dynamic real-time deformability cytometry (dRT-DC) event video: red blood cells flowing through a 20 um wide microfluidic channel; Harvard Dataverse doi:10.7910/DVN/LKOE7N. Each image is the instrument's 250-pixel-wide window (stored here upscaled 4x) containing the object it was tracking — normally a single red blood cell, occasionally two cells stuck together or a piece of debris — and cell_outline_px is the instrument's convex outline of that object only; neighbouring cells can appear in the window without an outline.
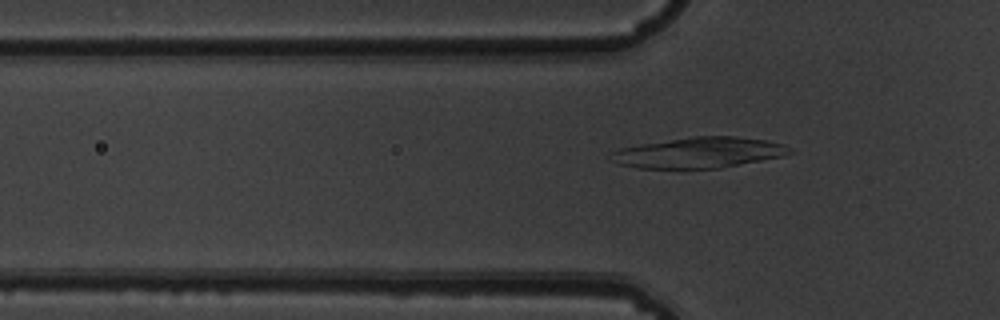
{"species": "common noctule bat (a hibernating species)", "species_latin": "Nyctalus noctula", "temperature_condition": "warm", "stored_images_in_passage": 7, "camera_frame_rate_fps": 3000, "um_per_image_px": 0.085, "animal": {"sex": "male", "body_mass_g": 19.5, "forearm_length_mm": 54.6}, "frame": {"image": 1, "passage_image": 7, "time_ms": 2.0, "image_size_px": [1000, 320], "cell_outline_px": [[796, 152], [784, 156], [720, 168], [636, 168], [620, 164], [608, 160], [608, 152], [620, 148], [640, 144], [692, 136], [736, 136], [764, 140], [784, 144], [792, 148]], "centroid_in_image_um": [59.4, 12.97], "position_along_channel_um": 66.4, "area_um2": 32.31}}